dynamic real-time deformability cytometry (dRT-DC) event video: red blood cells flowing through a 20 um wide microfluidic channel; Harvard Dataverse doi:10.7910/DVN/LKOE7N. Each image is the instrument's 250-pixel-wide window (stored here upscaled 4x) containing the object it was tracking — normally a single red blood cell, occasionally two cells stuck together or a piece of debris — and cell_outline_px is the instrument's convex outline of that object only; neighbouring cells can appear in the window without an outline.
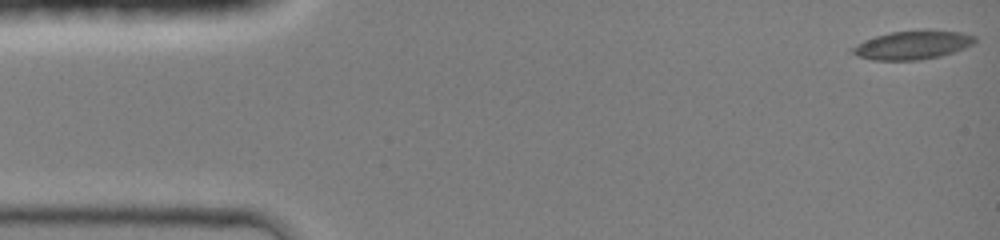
{"species": "common noctule bat (a hibernating species)", "species_latin": "Nyctalus noctula", "temperature_condition": "room temperature", "stored_images_in_passage": 45, "camera_frame_rate_fps": 3000, "um_per_image_px": 0.085, "animal": {"sex": "female", "body_mass_g": 19.0, "forearm_length_mm": 51.5}, "frame": {"image": 1, "passage_image": 1, "time_ms": 0.0, "image_size_px": [1000, 240], "cell_outline_px": [[976, 44], [940, 56], [920, 60], [872, 60], [856, 56], [848, 52], [848, 48], [864, 40], [876, 36], [892, 32], [924, 28], [928, 28], [960, 32], [976, 36]], "centroid_in_image_um": [77.55, 3.81], "position_along_channel_um": 7.5, "area_um2": 21.1}}
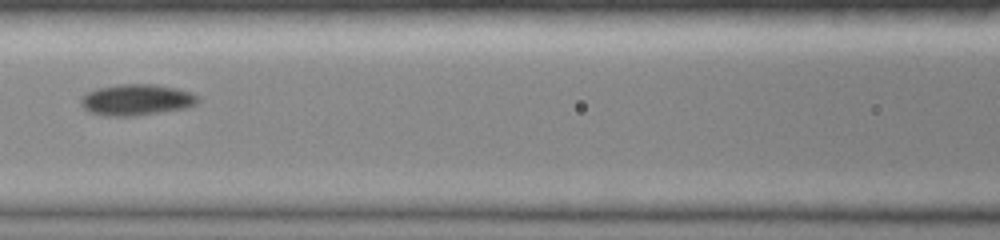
{"frame": {"image": 2, "passage_image": 20, "time_ms": 6.333, "image_size_px": [1000, 240], "cell_outline_px": [[200, 100], [196, 104], [188, 108], [136, 116], [104, 116], [88, 112], [80, 104], [80, 96], [96, 88], [120, 84], [156, 84], [176, 88], [192, 92], [200, 96]], "centroid_in_image_um": [11.61, 8.49], "position_along_channel_um": 155.0, "area_um2": 21.73}}
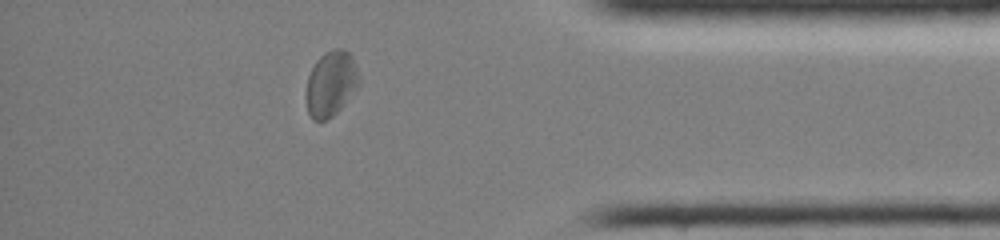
{"frame": {"image": 3, "passage_image": 39, "time_ms": 12.667, "image_size_px": [1000, 240], "cell_outline_px": [[360, 84], [340, 108], [332, 116], [324, 120], [312, 120], [308, 112], [304, 92], [308, 76], [316, 60], [324, 52], [332, 48], [344, 48], [352, 56], [360, 76]], "centroid_in_image_um": [28.11, 7.08], "position_along_channel_um": 407.1, "area_um2": 20.4}, "authors_computed_cell_mechanics": {"area_um2": 19.941, "velocity_mm_per_s": 4.2388, "shape_relaxation_time_tau1_ms": 4.7135, "shape_relaxation_time_tau2_ms": 6.8869, "deformation_change_tau1": 0.0993, "deformation_change_tau2": 0.0735}}